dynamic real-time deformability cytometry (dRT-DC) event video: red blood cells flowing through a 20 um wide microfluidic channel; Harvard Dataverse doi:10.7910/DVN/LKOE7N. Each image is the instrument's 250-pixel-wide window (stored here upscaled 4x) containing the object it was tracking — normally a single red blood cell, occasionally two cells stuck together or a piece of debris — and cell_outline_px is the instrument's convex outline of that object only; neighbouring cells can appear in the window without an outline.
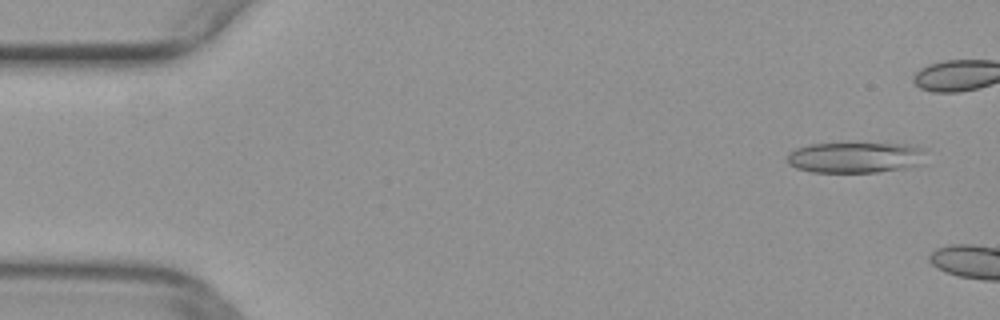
{"species": "common noctule bat (a hibernating species)", "species_latin": "Nyctalus noctula", "temperature_condition": "warm", "stored_images_in_passage": 6, "camera_frame_rate_fps": 3000, "um_per_image_px": 0.085, "animal": {"sex": "female", "body_mass_g": 29.2, "forearm_length_mm": 56.3}, "frame": {"image": 1, "passage_image": 3, "time_ms": 0.667, "image_size_px": [1000, 320], "cell_outline_px": [[928, 148], [920, 164], [908, 168], [876, 172], [812, 172], [796, 168], [788, 164], [788, 156], [796, 148], [808, 144], [912, 144]], "centroid_in_image_um": [72.77, 13.38], "position_along_channel_um": 12.2, "area_um2": 24.97}}